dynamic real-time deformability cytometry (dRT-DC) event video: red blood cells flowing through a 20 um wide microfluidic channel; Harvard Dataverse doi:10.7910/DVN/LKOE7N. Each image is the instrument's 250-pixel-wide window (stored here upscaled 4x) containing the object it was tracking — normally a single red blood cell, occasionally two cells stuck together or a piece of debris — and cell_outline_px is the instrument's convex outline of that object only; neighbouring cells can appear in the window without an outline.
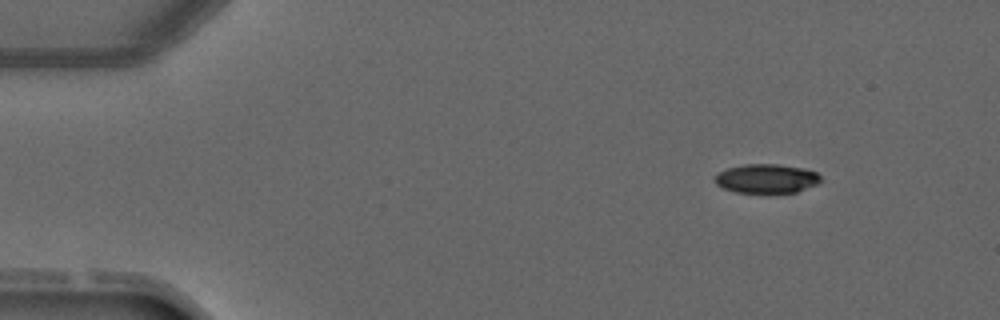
{"species": "common noctule bat (a hibernating species)", "species_latin": "Nyctalus noctula", "temperature_condition": "warm", "stored_images_in_passage": 2, "camera_frame_rate_fps": 3000, "um_per_image_px": 0.085, "animal": {"sex": "male", "forearm_length_mm": 52.5}, "frame": {"image": 1, "passage_image": 1, "time_ms": 0.0, "image_size_px": [1000, 320], "cell_outline_px": [[820, 180], [816, 184], [796, 192], [736, 192], [724, 188], [716, 184], [712, 180], [720, 172], [728, 168], [744, 164], [776, 164], [804, 168], [816, 172], [820, 176]], "centroid_in_image_um": [65.13, 15.17], "position_along_channel_um": 19.9, "area_um2": 17.69}}